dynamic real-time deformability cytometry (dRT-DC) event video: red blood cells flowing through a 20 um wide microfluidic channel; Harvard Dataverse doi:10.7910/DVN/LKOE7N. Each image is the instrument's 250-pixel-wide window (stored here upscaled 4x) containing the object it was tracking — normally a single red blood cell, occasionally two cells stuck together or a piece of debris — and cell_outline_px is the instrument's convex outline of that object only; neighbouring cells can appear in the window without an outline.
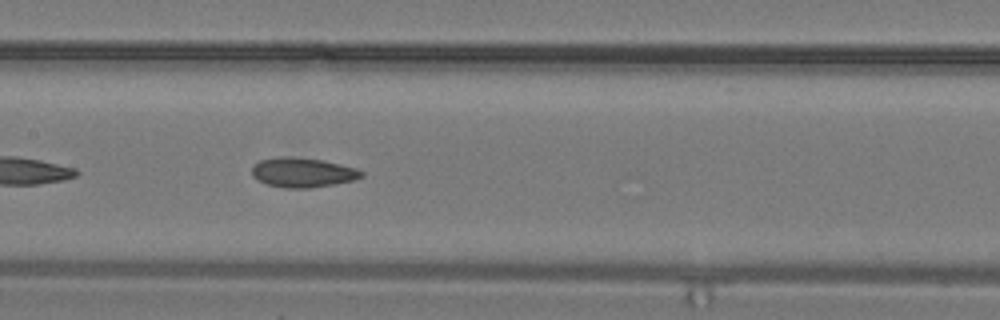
{"species": "common noctule bat (a hibernating species)", "species_latin": "Nyctalus noctula", "temperature_condition": "warm", "stored_images_in_passage": 15, "camera_frame_rate_fps": 3000, "um_per_image_px": 0.085, "animal": {"sex": "male", "body_mass_g": 19.2, "forearm_length_mm": 51.8}, "frame": {"image": 1, "passage_image": 15, "time_ms": 4.667, "image_size_px": [1000, 320], "cell_outline_px": [[364, 176], [352, 180], [332, 184], [308, 188], [288, 188], [268, 184], [256, 180], [252, 176], [252, 168], [260, 160], [284, 156], [320, 160], [340, 164], [356, 168], [364, 172]], "centroid_in_image_um": [25.72, 14.66], "position_along_channel_um": 181.7, "area_um2": 18.55}}